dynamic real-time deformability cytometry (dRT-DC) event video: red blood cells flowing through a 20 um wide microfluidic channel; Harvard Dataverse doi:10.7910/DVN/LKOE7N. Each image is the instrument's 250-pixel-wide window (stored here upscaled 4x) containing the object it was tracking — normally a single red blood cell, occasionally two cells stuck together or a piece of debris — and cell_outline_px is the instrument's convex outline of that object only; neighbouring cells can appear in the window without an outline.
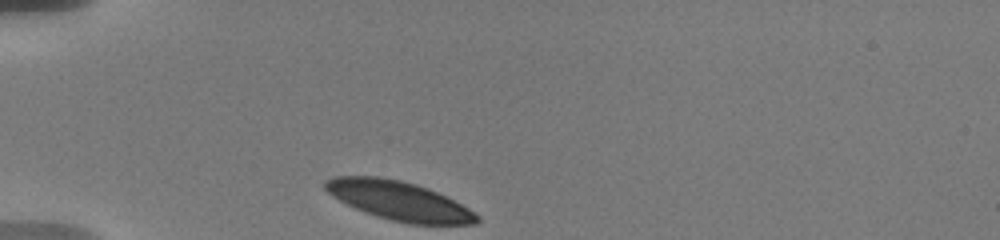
{"species": "human", "species_latin": "Homo sapiens", "temperature_condition": "warm", "stored_images_in_passage": 29, "camera_frame_rate_fps": 3000, "um_per_image_px": 0.085, "donor": {"sex": "male"}, "frame": {"image": 1, "passage_image": 1, "time_ms": 0.0, "image_size_px": [1000, 240], "cell_outline_px": [[480, 220], [476, 224], [408, 224], [376, 216], [356, 208], [332, 196], [324, 188], [324, 180], [332, 176], [380, 176], [400, 180], [416, 184], [428, 188], [476, 212], [480, 216]], "centroid_in_image_um": [33.9, 17.05], "position_along_channel_um": 51.1, "area_um2": 34.33}}
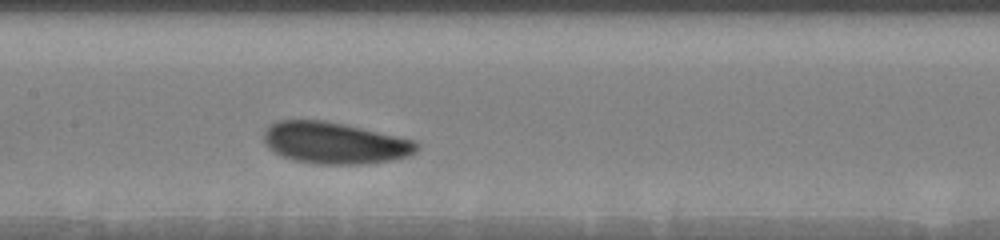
{"frame": {"image": 2, "passage_image": 10, "time_ms": 4.333, "image_size_px": [1000, 240], "cell_outline_px": [[420, 148], [416, 152], [408, 156], [392, 160], [368, 164], [316, 164], [292, 160], [280, 156], [272, 152], [264, 144], [264, 132], [272, 124], [280, 120], [324, 120], [344, 124], [416, 140], [420, 144]], "centroid_in_image_um": [28.46, 12.17], "position_along_channel_um": 178.9, "area_um2": 37.45}}
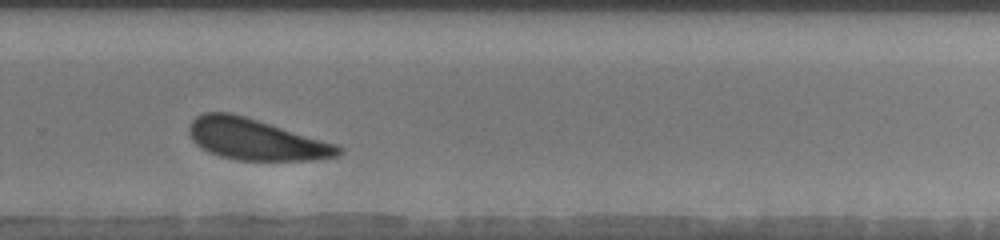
{"frame": {"image": 3, "passage_image": 21, "time_ms": 8.0, "image_size_px": [1000, 240], "cell_outline_px": [[344, 152], [336, 156], [316, 160], [236, 160], [220, 156], [208, 152], [196, 144], [192, 140], [188, 132], [188, 124], [196, 116], [204, 112], [232, 112], [336, 144], [344, 148]], "centroid_in_image_um": [21.72, 11.85], "position_along_channel_um": 308.1, "area_um2": 35.89}, "authors_computed_cell_mechanics": {"area_um2": 37.0498, "velocity_mm_per_s": 3.5303, "shape_relaxation_time_tau1_ms": 1.4668, "shape_relaxation_time_tau2_ms": null, "deformation_change_tau1": 0.0883, "deformation_change_tau2": null}}